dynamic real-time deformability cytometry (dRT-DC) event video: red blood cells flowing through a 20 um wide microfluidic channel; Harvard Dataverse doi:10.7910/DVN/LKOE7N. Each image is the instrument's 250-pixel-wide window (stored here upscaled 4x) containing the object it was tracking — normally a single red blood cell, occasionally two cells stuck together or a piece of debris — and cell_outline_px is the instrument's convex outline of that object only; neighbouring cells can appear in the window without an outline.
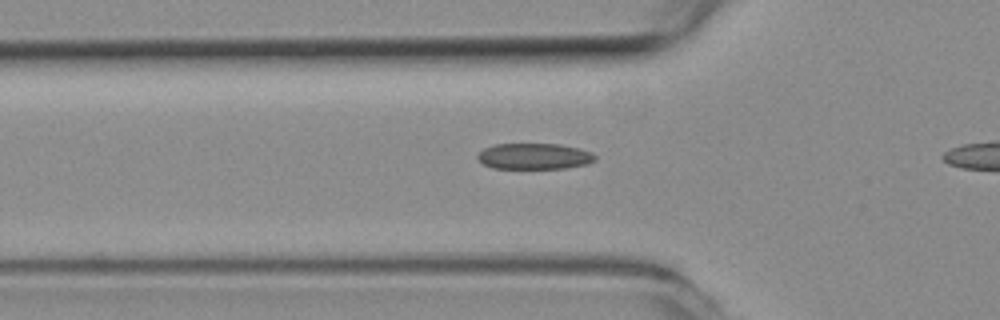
{"species": "common noctule bat (a hibernating species)", "species_latin": "Nyctalus noctula", "temperature_condition": "room temperature", "stored_images_in_passage": 5, "camera_frame_rate_fps": 3000, "um_per_image_px": 0.085, "animal": {"sex": "female", "body_mass_g": 19.3, "forearm_length_mm": 54.1}, "frame": {"image": 1, "passage_image": 3, "time_ms": 0.667, "image_size_px": [1000, 320], "cell_outline_px": [[596, 160], [588, 164], [564, 168], [492, 168], [484, 164], [476, 156], [484, 148], [496, 144], [560, 144], [580, 148], [592, 152], [596, 156]], "centroid_in_image_um": [45.45, 13.28], "position_along_channel_um": 80.3, "area_um2": 17.8}}